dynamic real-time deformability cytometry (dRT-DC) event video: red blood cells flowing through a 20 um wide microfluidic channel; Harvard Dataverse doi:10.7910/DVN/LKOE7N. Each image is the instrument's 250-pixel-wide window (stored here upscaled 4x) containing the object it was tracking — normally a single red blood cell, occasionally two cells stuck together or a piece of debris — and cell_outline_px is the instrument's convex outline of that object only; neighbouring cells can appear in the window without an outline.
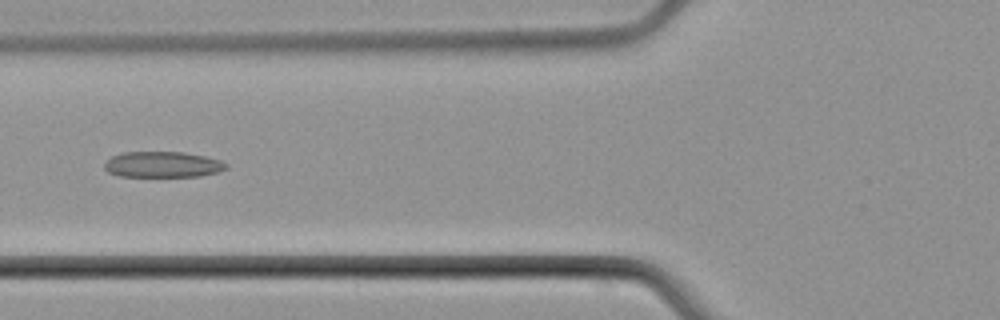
{"species": "common noctule bat (a hibernating species)", "species_latin": "Nyctalus noctula", "temperature_condition": "cold", "stored_images_in_passage": 7, "camera_frame_rate_fps": 3000, "um_per_image_px": 0.085, "animal": {"sex": "male", "body_mass_g": 21.5, "forearm_length_mm": 52.0}, "frame": {"image": 1, "passage_image": 7, "time_ms": 7.333, "image_size_px": [1000, 320], "cell_outline_px": [[228, 168], [216, 172], [200, 176], [120, 176], [108, 172], [104, 168], [104, 164], [112, 156], [124, 152], [184, 152], [204, 156], [220, 160], [228, 164]], "centroid_in_image_um": [13.83, 13.98], "position_along_channel_um": 112.0, "area_um2": 18.21}}